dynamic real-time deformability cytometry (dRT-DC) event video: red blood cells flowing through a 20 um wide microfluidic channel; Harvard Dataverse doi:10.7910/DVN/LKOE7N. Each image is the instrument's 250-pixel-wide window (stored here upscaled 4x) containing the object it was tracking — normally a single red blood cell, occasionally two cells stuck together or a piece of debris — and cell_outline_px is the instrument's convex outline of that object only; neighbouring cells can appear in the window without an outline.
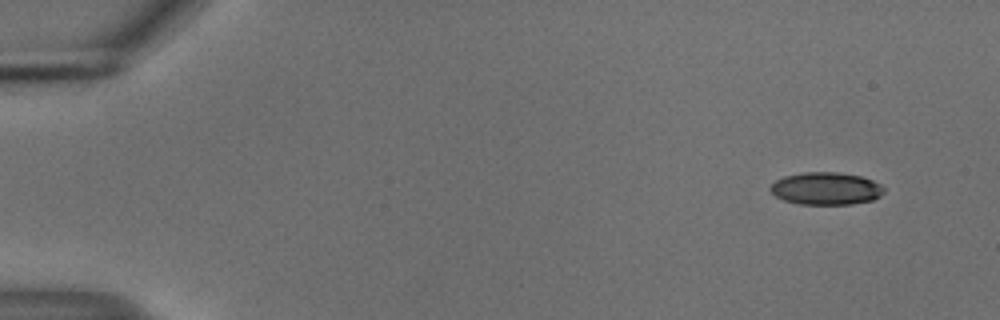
{"species": "common noctule bat (a hibernating species)", "species_latin": "Nyctalus noctula", "temperature_condition": "cold", "stored_images_in_passage": 51, "camera_frame_rate_fps": 3000, "um_per_image_px": 0.085, "animal": {"sex": "male", "body_mass_g": 18.8}, "frame": {"image": 1, "passage_image": 1, "time_ms": 0.0, "image_size_px": [1000, 320], "cell_outline_px": [[884, 192], [880, 196], [872, 200], [852, 204], [800, 204], [784, 200], [776, 196], [768, 188], [776, 180], [784, 176], [804, 172], [840, 172], [860, 176], [872, 180], [880, 184], [884, 188]], "centroid_in_image_um": [70.21, 16.02], "position_along_channel_um": 14.8, "area_um2": 21.5}}
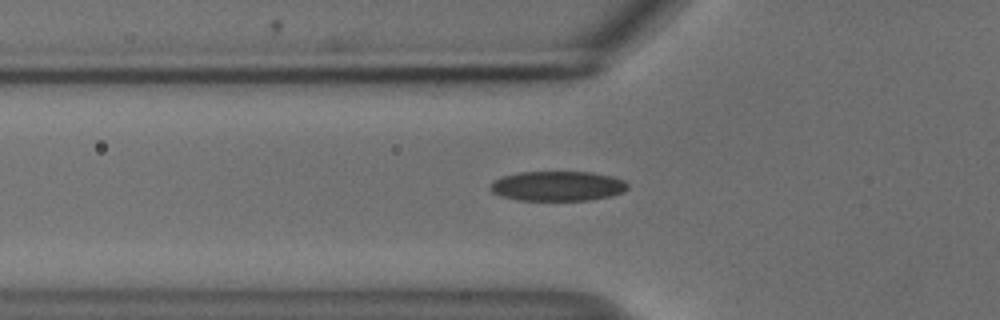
{"frame": {"image": 2, "passage_image": 16, "time_ms": 5.0, "image_size_px": [1000, 320], "cell_outline_px": [[628, 188], [624, 192], [612, 196], [588, 200], [516, 200], [500, 196], [492, 192], [488, 188], [492, 180], [500, 176], [520, 172], [592, 172], [612, 176], [624, 180], [628, 184]], "centroid_in_image_um": [47.37, 15.81], "position_along_channel_um": 78.4, "area_um2": 24.22}}
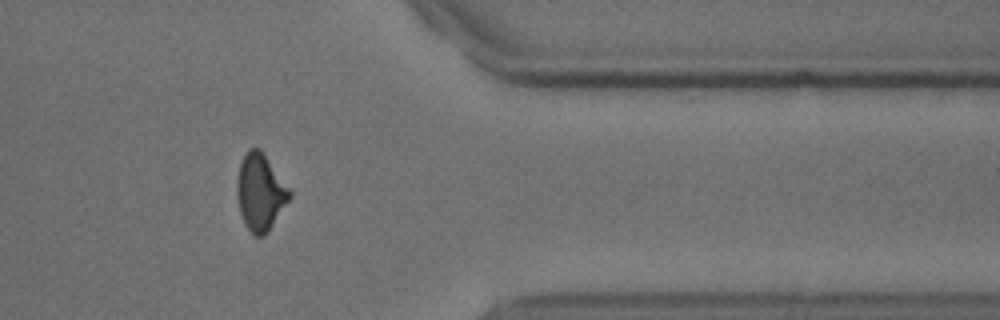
{"frame": {"image": 3, "passage_image": 42, "time_ms": 13.667, "image_size_px": [1000, 320], "cell_outline_px": [[292, 196], [268, 232], [264, 236], [256, 236], [244, 224], [240, 212], [236, 196], [236, 180], [240, 164], [248, 148], [260, 148], [292, 192]], "centroid_in_image_um": [22.12, 16.34], "position_along_channel_um": 389.3, "area_um2": 23.52}, "authors_computed_cell_mechanics": {"area_um2": 23.3512, "velocity_mm_per_s": 3.73, "shape_relaxation_time_tau1_ms": 5.0905, "shape_relaxation_time_tau2_ms": 3.2659, "deformation_change_tau1": 0.1494, "deformation_change_tau2": 0.1026}}